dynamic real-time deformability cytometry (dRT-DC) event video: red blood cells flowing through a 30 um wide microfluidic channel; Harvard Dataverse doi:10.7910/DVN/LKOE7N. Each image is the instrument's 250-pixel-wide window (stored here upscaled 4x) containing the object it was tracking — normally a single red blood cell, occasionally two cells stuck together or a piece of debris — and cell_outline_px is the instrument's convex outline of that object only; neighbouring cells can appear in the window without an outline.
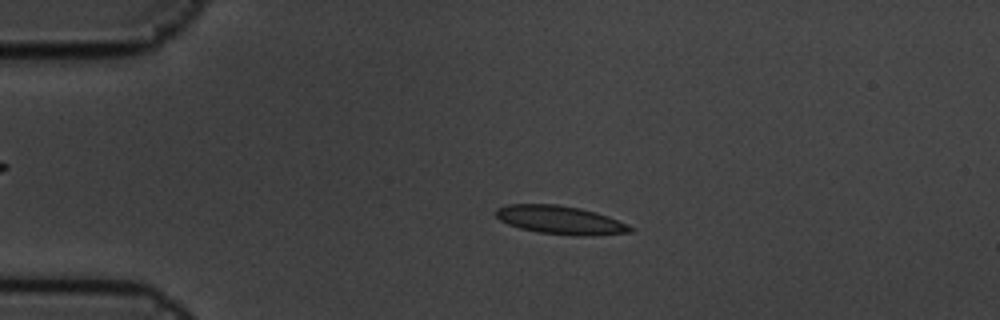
{"species": "common noctule bat (a hibernating species)", "species_latin": "Nyctalus noctula", "temperature_condition": "cold", "stored_images_in_passage": 4, "camera_frame_rate_fps": 3000, "um_per_image_px": 0.085, "animal": {"sex": "male", "body_mass_g": 19.5, "forearm_length_mm": 54.6}, "frame": {"image": 1, "passage_image": 3, "time_ms": 0.667, "image_size_px": [1000, 320], "cell_outline_px": [[636, 228], [632, 232], [592, 236], [576, 236], [536, 232], [520, 228], [508, 224], [500, 220], [496, 216], [496, 208], [508, 204], [556, 204], [580, 208], [596, 212], [608, 216], [628, 224]], "centroid_in_image_um": [47.66, 18.71], "position_along_channel_um": 37.3, "area_um2": 22.48}}